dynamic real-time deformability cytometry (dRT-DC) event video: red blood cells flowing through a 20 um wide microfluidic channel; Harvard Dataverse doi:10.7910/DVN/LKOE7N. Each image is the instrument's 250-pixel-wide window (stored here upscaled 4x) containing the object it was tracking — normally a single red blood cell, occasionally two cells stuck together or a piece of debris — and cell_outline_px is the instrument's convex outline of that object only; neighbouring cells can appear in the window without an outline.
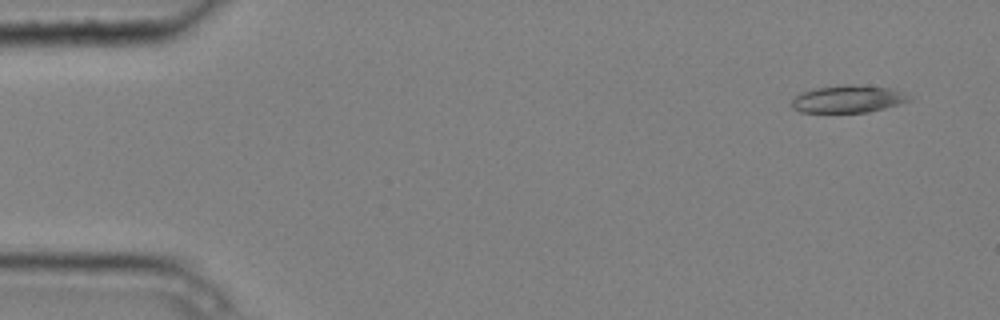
{"species": "common noctule bat (a hibernating species)", "species_latin": "Nyctalus noctula", "temperature_condition": "cold", "stored_images_in_passage": 8, "camera_frame_rate_fps": 3000, "um_per_image_px": 0.085, "animal": {"sex": "male", "body_mass_g": 20.4}, "frame": {"image": 1, "passage_image": 1, "time_ms": 0.0, "image_size_px": [1000, 320], "cell_outline_px": [[912, 100], [884, 108], [868, 112], [800, 112], [792, 108], [792, 100], [800, 92], [812, 88], [848, 84], [852, 84], [888, 88], [904, 92], [912, 96]], "centroid_in_image_um": [72.08, 8.41], "position_along_channel_um": 12.9, "area_um2": 18.79}}
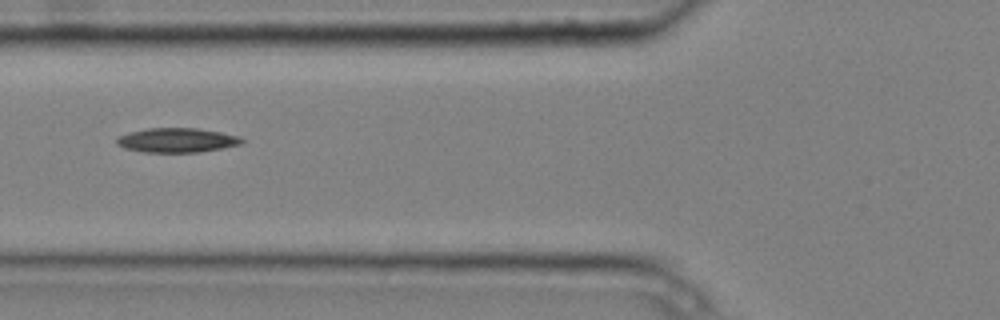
{"frame": {"image": 2, "passage_image": 6, "time_ms": 1.667, "image_size_px": [1000, 320], "cell_outline_px": [[244, 140], [240, 144], [200, 152], [144, 152], [124, 148], [116, 144], [116, 140], [120, 136], [128, 132], [148, 128], [196, 128], [220, 132], [240, 136]], "centroid_in_image_um": [15.01, 11.91], "position_along_channel_um": 110.8, "area_um2": 17.69}}
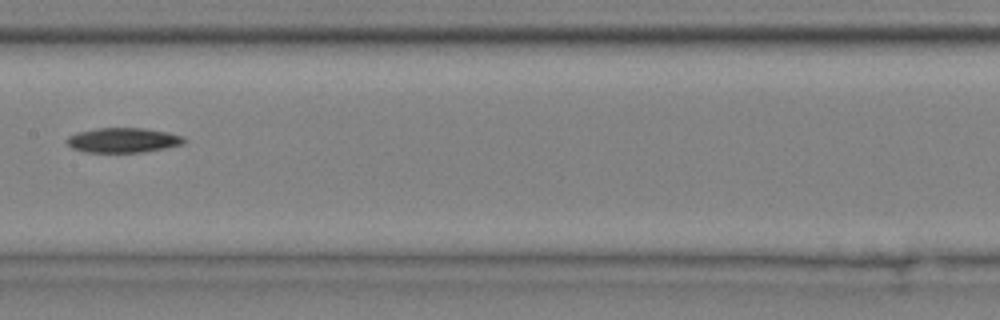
{"frame": {"image": 3, "passage_image": 8, "time_ms": 2.333, "image_size_px": [1000, 320], "cell_outline_px": [[188, 140], [184, 144], [144, 152], [84, 152], [72, 148], [64, 140], [68, 136], [76, 132], [96, 128], [144, 128], [168, 132], [184, 136]], "centroid_in_image_um": [10.47, 11.91], "position_along_channel_um": 196.9, "area_um2": 17.17}}